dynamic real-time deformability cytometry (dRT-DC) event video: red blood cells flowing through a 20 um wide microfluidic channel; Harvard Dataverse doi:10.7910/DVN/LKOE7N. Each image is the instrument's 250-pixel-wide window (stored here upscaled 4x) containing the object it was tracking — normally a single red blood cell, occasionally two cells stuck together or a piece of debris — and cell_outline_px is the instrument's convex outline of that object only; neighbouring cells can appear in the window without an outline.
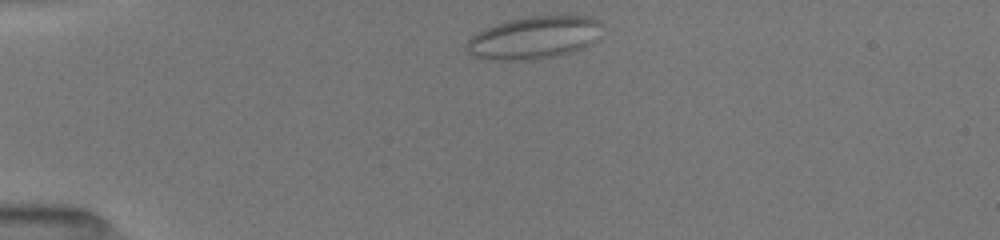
{"species": "common noctule bat (a hibernating species)", "species_latin": "Nyctalus noctula", "temperature_condition": "room temperature", "stored_images_in_passage": 42, "camera_frame_rate_fps": 3000, "um_per_image_px": 0.085, "animal": {"sex": "female", "body_mass_g": 19.5, "forearm_length_mm": 54.1}, "frame": {"image": 1, "passage_image": 1, "time_ms": 0.0, "image_size_px": [1000, 240], "cell_outline_px": [[600, 24], [596, 40], [572, 52], [556, 56], [532, 60], [484, 60], [468, 52], [464, 48], [468, 40], [472, 36], [484, 28], [496, 24], [528, 16], [592, 16], [600, 20]], "centroid_in_image_um": [45.36, 3.21], "position_along_channel_um": 39.6, "area_um2": 33.47}}
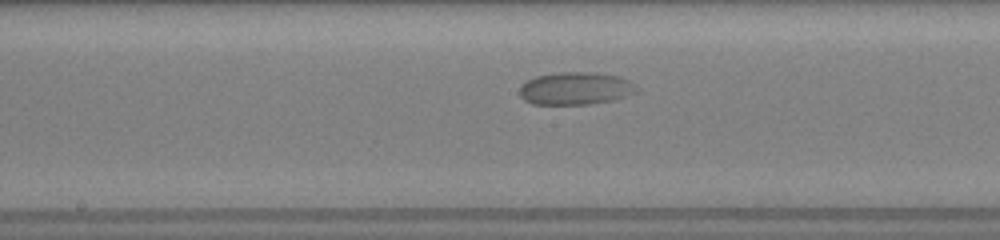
{"frame": {"image": 2, "passage_image": 17, "time_ms": 5.333, "image_size_px": [1000, 240], "cell_outline_px": [[640, 88], [636, 92], [616, 100], [592, 104], [532, 104], [524, 100], [520, 96], [520, 84], [536, 76], [560, 72], [592, 72], [620, 76], [628, 80]], "centroid_in_image_um": [48.94, 7.52], "position_along_channel_um": 199.3, "area_um2": 22.48}}
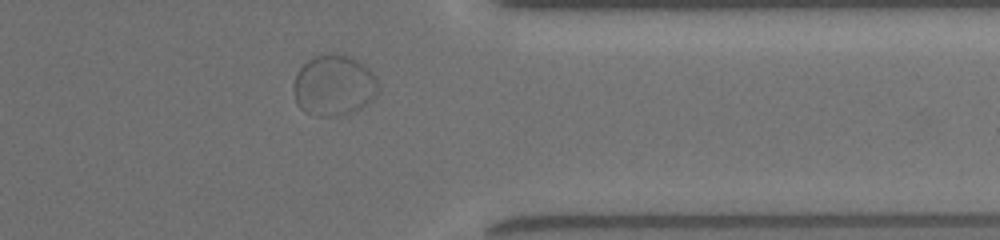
{"frame": {"image": 3, "passage_image": 32, "time_ms": 10.333, "image_size_px": [1000, 240], "cell_outline_px": [[380, 88], [376, 96], [372, 100], [360, 108], [352, 112], [336, 116], [312, 116], [304, 112], [296, 104], [292, 88], [296, 76], [300, 68], [308, 60], [316, 56], [352, 56], [364, 64], [376, 76]], "centroid_in_image_um": [28.39, 7.3], "position_along_channel_um": 383.0, "area_um2": 30.06}}